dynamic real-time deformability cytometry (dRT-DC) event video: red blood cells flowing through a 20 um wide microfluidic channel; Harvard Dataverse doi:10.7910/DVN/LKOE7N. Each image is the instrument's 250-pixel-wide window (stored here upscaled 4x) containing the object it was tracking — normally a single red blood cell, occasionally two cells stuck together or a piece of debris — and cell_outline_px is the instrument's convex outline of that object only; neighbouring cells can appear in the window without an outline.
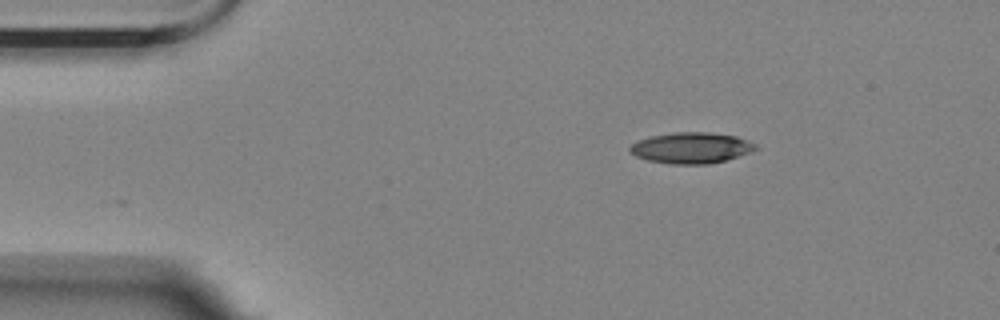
{"species": "Egyptian fruit bat (a non-hibernating species)", "species_latin": "Rousettus aegyptiacus", "temperature_condition": "room temperature", "stored_images_in_passage": 4, "camera_frame_rate_fps": 3000, "um_per_image_px": 0.085, "animal": {"sex": "female"}, "frame": {"image": 1, "passage_image": 1, "time_ms": 0.0, "image_size_px": [1000, 320], "cell_outline_px": [[760, 148], [724, 160], [708, 164], [672, 164], [648, 160], [636, 156], [628, 152], [628, 148], [636, 140], [652, 136], [676, 132], [708, 132], [736, 136], [748, 140], [756, 144]], "centroid_in_image_um": [58.72, 12.56], "position_along_channel_um": 26.3, "area_um2": 22.6}}